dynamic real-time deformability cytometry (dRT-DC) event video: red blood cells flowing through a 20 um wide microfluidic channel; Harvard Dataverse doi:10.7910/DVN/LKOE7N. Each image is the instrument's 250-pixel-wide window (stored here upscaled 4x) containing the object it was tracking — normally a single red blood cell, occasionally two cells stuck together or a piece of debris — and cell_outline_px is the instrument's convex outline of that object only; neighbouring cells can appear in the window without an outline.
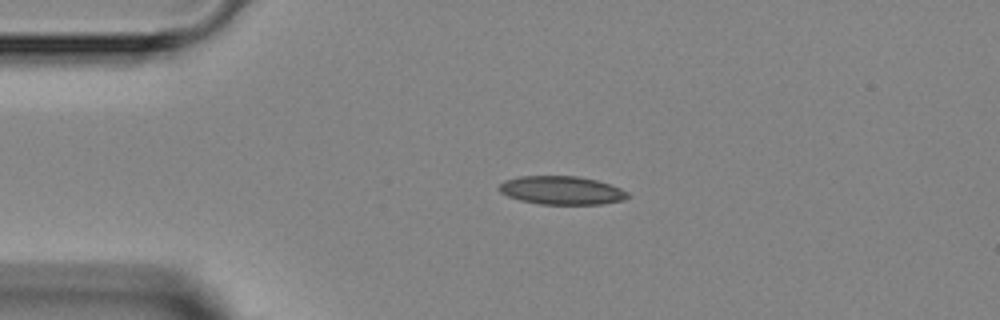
{"species": "Egyptian fruit bat (a non-hibernating species)", "species_latin": "Rousettus aegyptiacus", "temperature_condition": "room temperature", "stored_images_in_passage": 2, "camera_frame_rate_fps": 3000, "um_per_image_px": 0.085, "animal": {"sex": "female"}, "frame": {"image": 1, "passage_image": 1, "time_ms": 0.0, "image_size_px": [1000, 320], "cell_outline_px": [[628, 196], [620, 200], [600, 204], [540, 204], [520, 200], [508, 196], [500, 192], [496, 188], [504, 180], [520, 176], [576, 176], [596, 180], [620, 188], [628, 192]], "centroid_in_image_um": [47.67, 16.17], "position_along_channel_um": 37.3, "area_um2": 21.1}}